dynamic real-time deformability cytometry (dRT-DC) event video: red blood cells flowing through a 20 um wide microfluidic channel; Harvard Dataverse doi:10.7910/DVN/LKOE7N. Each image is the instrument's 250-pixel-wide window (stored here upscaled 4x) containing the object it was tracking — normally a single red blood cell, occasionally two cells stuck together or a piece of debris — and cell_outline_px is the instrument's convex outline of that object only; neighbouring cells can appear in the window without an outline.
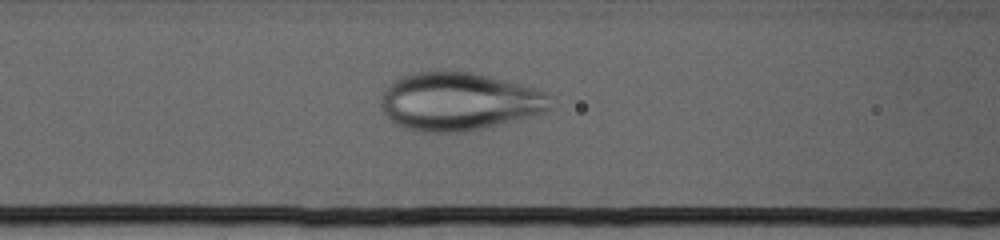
{"species": "human", "species_latin": "Homo sapiens", "temperature_condition": "cold", "stored_images_in_passage": 73, "camera_frame_rate_fps": 3000, "um_per_image_px": 0.085, "donor": {"sex": "female"}, "frame": {"image": 1, "passage_image": 30, "time_ms": 9.667, "image_size_px": [1000, 240], "cell_outline_px": [[548, 108], [544, 112], [532, 116], [468, 132], [420, 132], [404, 128], [396, 124], [380, 108], [380, 100], [388, 84], [392, 80], [416, 72], [472, 72], [508, 80], [536, 88], [548, 92]], "centroid_in_image_um": [38.99, 8.63], "position_along_channel_um": 127.6, "area_um2": 57.34}}
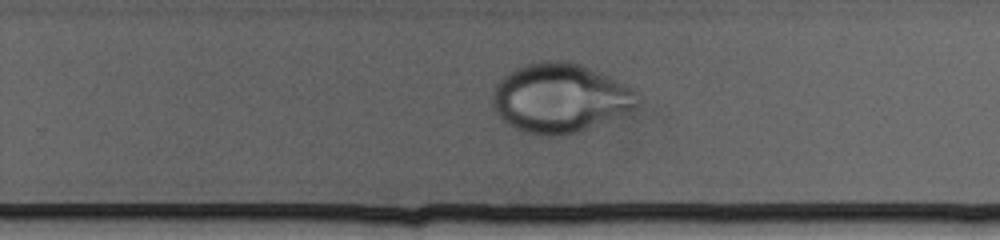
{"frame": {"image": 2, "passage_image": 47, "time_ms": 15.333, "image_size_px": [1000, 240], "cell_outline_px": [[640, 92], [636, 104], [632, 108], [588, 128], [568, 136], [548, 136], [524, 132], [508, 124], [496, 112], [492, 104], [492, 92], [496, 84], [508, 72], [516, 68], [540, 60], [572, 60], [584, 64], [628, 84], [636, 88]], "centroid_in_image_um": [47.6, 8.29], "position_along_channel_um": 282.2, "area_um2": 58.72}}
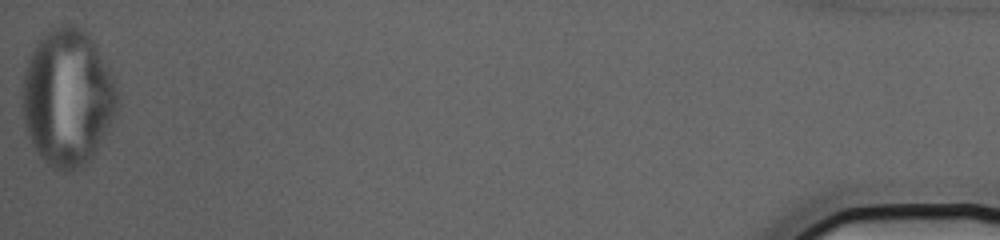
{"frame": {"image": 3, "passage_image": 73, "time_ms": 24.0, "image_size_px": [1000, 240], "cell_outline_px": [[120, 100], [116, 112], [96, 152], [84, 164], [68, 172], [64, 172], [52, 168], [36, 152], [24, 128], [20, 104], [20, 92], [24, 72], [28, 56], [32, 48], [44, 32], [60, 24], [72, 24], [88, 32], [96, 44], [120, 96]], "centroid_in_image_um": [5.69, 8.28], "position_along_channel_um": 429.5, "area_um2": 76.87}}